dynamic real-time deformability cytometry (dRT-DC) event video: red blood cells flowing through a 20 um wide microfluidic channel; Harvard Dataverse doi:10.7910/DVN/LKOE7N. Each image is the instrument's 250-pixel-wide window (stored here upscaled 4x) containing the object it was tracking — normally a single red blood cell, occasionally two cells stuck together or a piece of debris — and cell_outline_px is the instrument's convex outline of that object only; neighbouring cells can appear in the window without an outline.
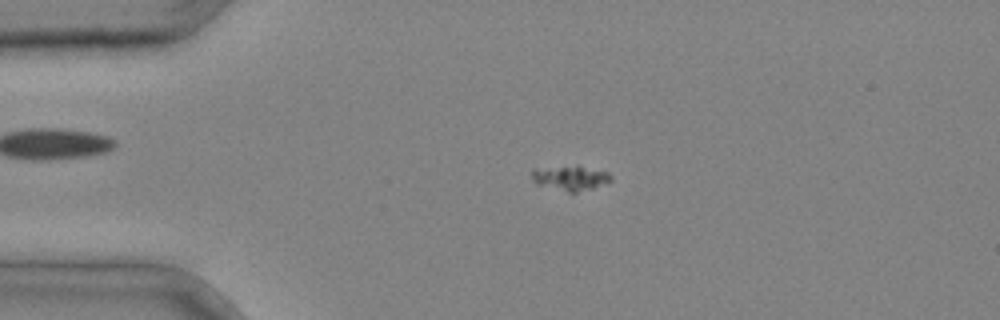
{"species": "common noctule bat (a hibernating species)", "species_latin": "Nyctalus noctula", "temperature_condition": "cold", "stored_images_in_passage": 4, "segment_of_instrument_passage": [1, 2], "camera_frame_rate_fps": 3000, "um_per_image_px": 0.085, "animal": {"sex": "male", "body_mass_g": 20.4}, "frame": {"image": 1, "passage_image": 2, "time_ms": 0.333, "image_size_px": [1000, 320], "cell_outline_px": [[612, 180], [592, 188], [576, 192], [568, 192], [536, 184], [532, 180], [532, 168], [580, 168], [608, 172], [612, 176]], "centroid_in_image_um": [48.44, 15.17], "position_along_channel_um": 36.6, "area_um2": 10.69}}